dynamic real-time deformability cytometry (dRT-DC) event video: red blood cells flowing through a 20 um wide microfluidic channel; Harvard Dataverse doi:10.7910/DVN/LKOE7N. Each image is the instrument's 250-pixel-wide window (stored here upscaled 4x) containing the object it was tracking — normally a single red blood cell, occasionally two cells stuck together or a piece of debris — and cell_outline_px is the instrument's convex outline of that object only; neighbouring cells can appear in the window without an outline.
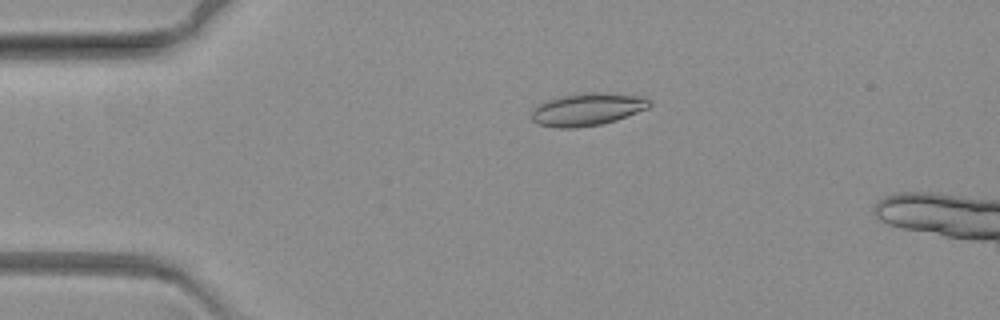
{"species": "common noctule bat (a hibernating species)", "species_latin": "Nyctalus noctula", "temperature_condition": "warm", "stored_images_in_passage": 10, "camera_frame_rate_fps": 3000, "um_per_image_px": 0.085, "animal": {"sex": "female", "body_mass_g": 19.3, "forearm_length_mm": 54.1}, "frame": {"image": 1, "passage_image": 4, "time_ms": 1.0, "image_size_px": [1000, 320], "cell_outline_px": [[652, 104], [648, 108], [616, 120], [600, 124], [576, 128], [560, 128], [536, 124], [532, 120], [532, 108], [548, 100], [560, 96], [584, 92], [600, 92], [644, 96], [652, 100]], "centroid_in_image_um": [49.94, 9.28], "position_along_channel_um": 35.1, "area_um2": 22.54}}